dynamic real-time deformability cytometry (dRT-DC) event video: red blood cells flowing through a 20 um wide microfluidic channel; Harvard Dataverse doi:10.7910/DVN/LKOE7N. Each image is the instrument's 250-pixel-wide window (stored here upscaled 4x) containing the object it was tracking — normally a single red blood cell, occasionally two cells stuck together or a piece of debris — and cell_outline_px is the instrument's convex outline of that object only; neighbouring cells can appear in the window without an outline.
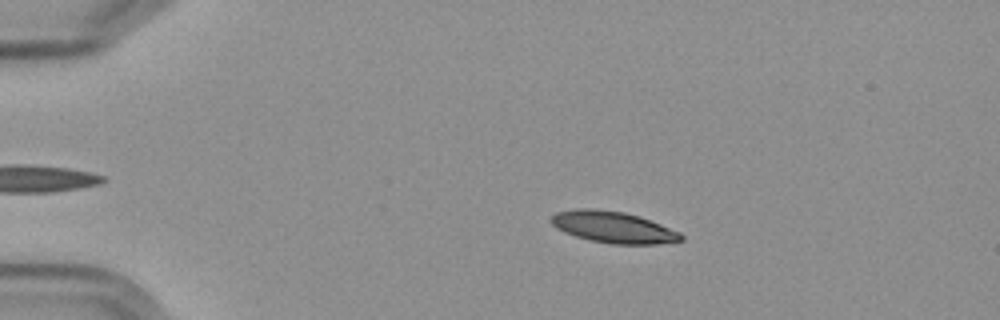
{"species": "Egyptian fruit bat (a non-hibernating species)", "species_latin": "Rousettus aegyptiacus", "temperature_condition": "cold", "stored_images_in_passage": 5, "camera_frame_rate_fps": 3000, "um_per_image_px": 0.085, "frame": {"image": 1, "passage_image": 2, "time_ms": 2.0, "image_size_px": [1000, 320], "cell_outline_px": [[684, 240], [656, 244], [612, 244], [588, 240], [564, 232], [556, 228], [552, 224], [552, 216], [556, 212], [576, 208], [592, 208], [624, 212], [640, 216], [680, 232], [684, 236]], "centroid_in_image_um": [52.13, 19.31], "position_along_channel_um": 32.9, "area_um2": 23.87}}
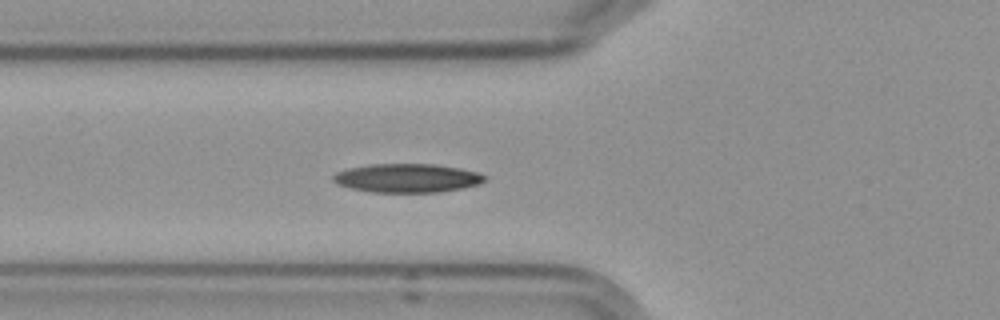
{"frame": {"image": 2, "passage_image": 5, "time_ms": 5.333, "image_size_px": [1000, 320], "cell_outline_px": [[488, 180], [480, 184], [464, 188], [440, 192], [372, 192], [352, 188], [336, 184], [332, 180], [332, 176], [336, 172], [348, 168], [368, 164], [432, 164], [460, 168], [476, 172], [488, 176]], "centroid_in_image_um": [34.63, 15.13], "position_along_channel_um": 91.2, "area_um2": 25.61}}